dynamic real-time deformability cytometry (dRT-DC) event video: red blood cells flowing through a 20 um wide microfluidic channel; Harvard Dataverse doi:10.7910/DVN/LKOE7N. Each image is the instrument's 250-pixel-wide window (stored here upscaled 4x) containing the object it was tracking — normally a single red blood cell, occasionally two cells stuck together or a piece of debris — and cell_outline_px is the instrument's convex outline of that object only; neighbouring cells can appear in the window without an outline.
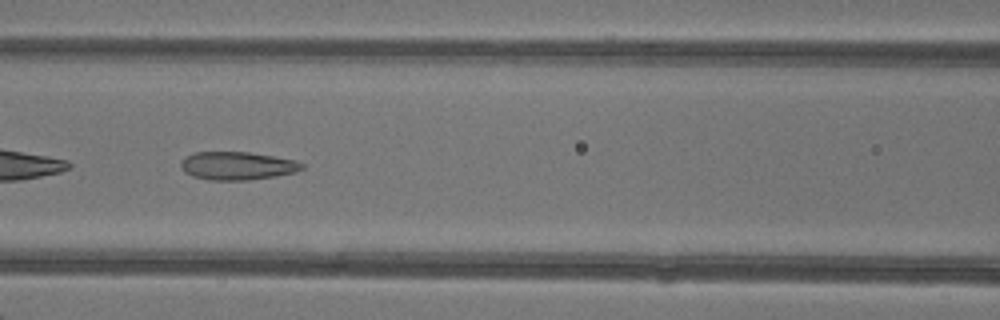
{"species": "common noctule bat (a hibernating species)", "species_latin": "Nyctalus noctula", "temperature_condition": "warm", "stored_images_in_passage": 6, "camera_frame_rate_fps": 3000, "um_per_image_px": 0.085, "animal": {"sex": "female"}, "frame": {"image": 1, "passage_image": 6, "time_ms": 6.0, "image_size_px": [1000, 320], "cell_outline_px": [[304, 168], [296, 172], [276, 176], [244, 180], [208, 180], [192, 176], [184, 172], [180, 168], [180, 160], [184, 156], [196, 152], [248, 152], [296, 160], [304, 164]], "centroid_in_image_um": [20.13, 14.09], "position_along_channel_um": 146.5, "area_um2": 20.0}}